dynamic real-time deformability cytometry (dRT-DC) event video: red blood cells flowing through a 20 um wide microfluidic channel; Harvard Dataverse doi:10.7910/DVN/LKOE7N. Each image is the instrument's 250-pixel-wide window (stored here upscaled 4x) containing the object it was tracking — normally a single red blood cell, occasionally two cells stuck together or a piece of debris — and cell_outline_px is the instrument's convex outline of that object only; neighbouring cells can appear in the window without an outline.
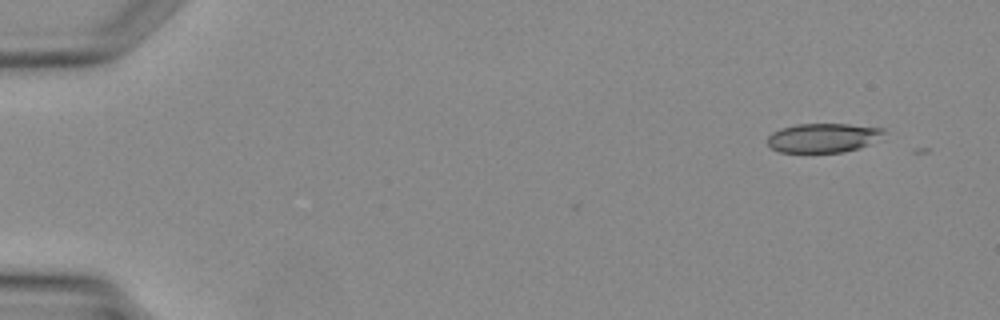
{"species": "Egyptian fruit bat (a non-hibernating species)", "species_latin": "Rousettus aegyptiacus", "temperature_condition": "warm", "stored_images_in_passage": 3, "camera_frame_rate_fps": 3000, "um_per_image_px": 0.085, "animal": {"sex": "female"}, "frame": {"image": 1, "passage_image": 1, "time_ms": 0.0, "image_size_px": [1000, 320], "cell_outline_px": [[884, 132], [868, 144], [860, 148], [844, 152], [780, 152], [772, 148], [768, 144], [768, 136], [772, 132], [780, 128], [796, 124], [848, 124], [884, 128]], "centroid_in_image_um": [69.92, 11.71], "position_along_channel_um": 15.1, "area_um2": 19.59}}